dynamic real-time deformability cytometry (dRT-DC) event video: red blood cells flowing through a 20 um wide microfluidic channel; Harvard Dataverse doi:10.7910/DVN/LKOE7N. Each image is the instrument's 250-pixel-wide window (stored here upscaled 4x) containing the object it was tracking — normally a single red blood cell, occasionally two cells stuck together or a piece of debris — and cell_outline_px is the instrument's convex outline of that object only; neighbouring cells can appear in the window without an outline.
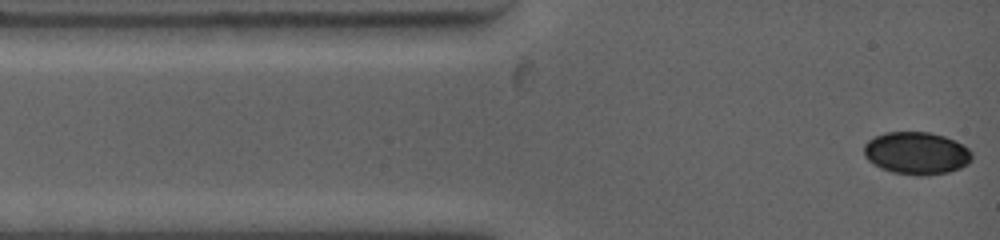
{"species": "common noctule bat (a hibernating species)", "species_latin": "Nyctalus noctula", "temperature_condition": "warm", "stored_images_in_passage": 6, "camera_frame_rate_fps": 4500, "um_per_image_px": 0.085, "animal": {"sex": "female", "body_mass_g": 19.0, "forearm_length_mm": 53.3}, "frame": {"image": 1, "passage_image": 1, "time_ms": 0.0, "image_size_px": [1000, 240], "cell_outline_px": [[972, 160], [968, 164], [960, 168], [948, 172], [928, 176], [916, 176], [892, 172], [880, 168], [872, 164], [864, 156], [864, 144], [868, 140], [884, 132], [932, 132], [944, 136], [968, 148], [972, 152]], "centroid_in_image_um": [77.89, 13.03], "position_along_channel_um": 7.1, "area_um2": 26.99}}
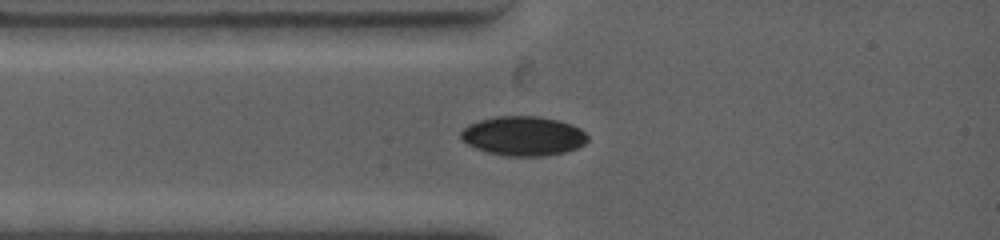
{"frame": {"image": 2, "passage_image": 5, "time_ms": 2.0, "image_size_px": [1000, 240], "cell_outline_px": [[588, 140], [584, 144], [576, 148], [564, 152], [544, 156], [504, 156], [488, 152], [476, 148], [468, 144], [460, 136], [460, 132], [468, 124], [480, 120], [496, 116], [536, 116], [556, 120], [572, 124], [580, 128], [588, 136]], "centroid_in_image_um": [44.48, 11.56], "position_along_channel_um": 40.5, "area_um2": 29.02}}